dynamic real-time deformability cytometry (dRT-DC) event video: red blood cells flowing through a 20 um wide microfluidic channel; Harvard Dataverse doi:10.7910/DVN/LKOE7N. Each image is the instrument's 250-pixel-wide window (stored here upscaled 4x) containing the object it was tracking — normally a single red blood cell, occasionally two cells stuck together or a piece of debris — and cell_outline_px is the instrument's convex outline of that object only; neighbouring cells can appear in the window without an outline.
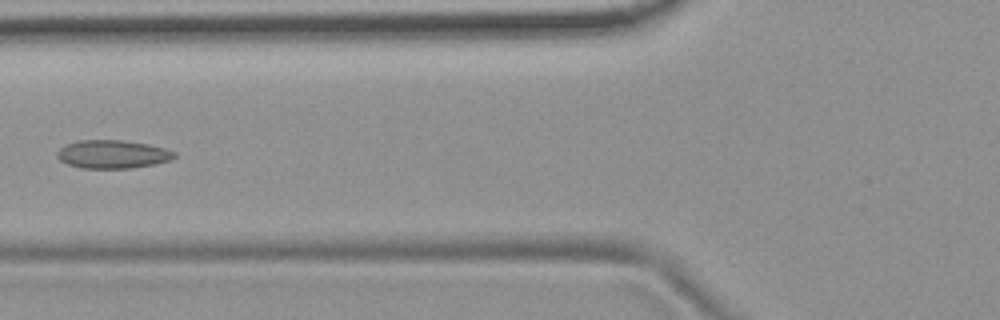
{"species": "common noctule bat (a hibernating species)", "species_latin": "Nyctalus noctula", "temperature_condition": "room temperature", "stored_images_in_passage": 7, "camera_frame_rate_fps": 3000, "um_per_image_px": 0.085, "animal": {"sex": "female", "body_mass_g": 19.9}, "frame": {"image": 1, "passage_image": 6, "time_ms": 5.667, "image_size_px": [1000, 320], "cell_outline_px": [[176, 156], [172, 160], [156, 164], [132, 168], [80, 168], [68, 164], [60, 160], [56, 156], [56, 152], [64, 144], [76, 140], [124, 140], [148, 144], [164, 148], [176, 152]], "centroid_in_image_um": [9.56, 13.1], "position_along_channel_um": 116.2, "area_um2": 19.59}}
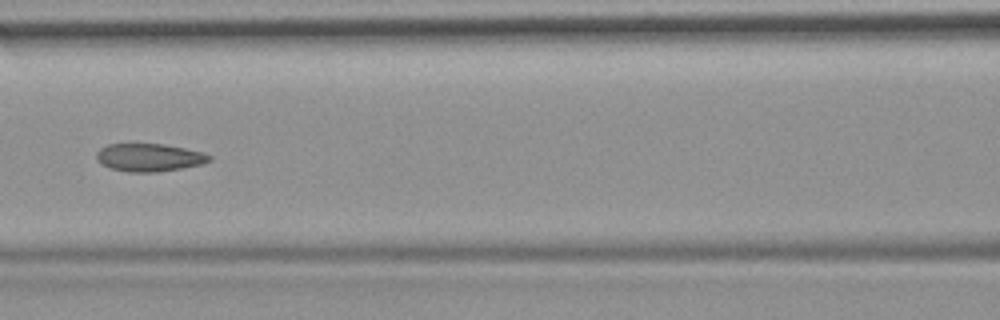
{"frame": {"image": 2, "passage_image": 7, "time_ms": 6.667, "image_size_px": [1000, 320], "cell_outline_px": [[212, 160], [200, 164], [180, 168], [156, 172], [128, 172], [112, 168], [96, 160], [96, 152], [100, 148], [108, 144], [164, 144], [204, 152], [212, 156]], "centroid_in_image_um": [12.69, 13.37], "position_along_channel_um": 153.9, "area_um2": 18.21}}